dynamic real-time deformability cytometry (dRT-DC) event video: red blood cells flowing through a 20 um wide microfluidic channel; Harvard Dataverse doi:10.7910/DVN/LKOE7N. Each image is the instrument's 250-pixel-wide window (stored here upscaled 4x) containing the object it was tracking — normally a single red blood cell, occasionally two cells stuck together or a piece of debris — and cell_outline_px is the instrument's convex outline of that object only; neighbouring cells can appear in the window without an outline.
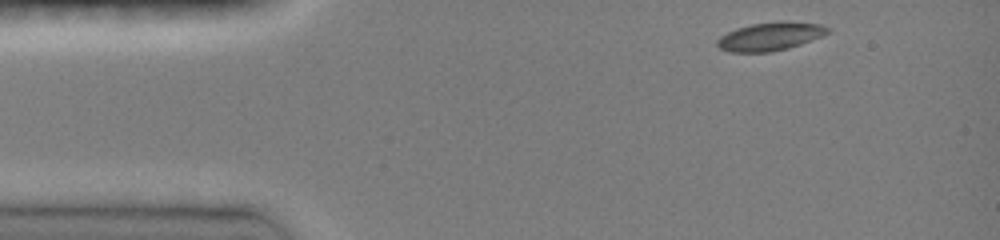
{"species": "common noctule bat (a hibernating species)", "species_latin": "Nyctalus noctula", "temperature_condition": "room temperature", "stored_images_in_passage": 12, "camera_frame_rate_fps": 3000, "um_per_image_px": 0.085, "animal": {"sex": "female", "body_mass_g": 19.0, "forearm_length_mm": 51.5}, "frame": {"image": 1, "passage_image": 1, "time_ms": 0.0, "image_size_px": [1000, 240], "cell_outline_px": [[832, 32], [800, 44], [788, 48], [772, 52], [728, 52], [720, 48], [716, 44], [716, 40], [720, 36], [736, 28], [752, 24], [780, 20], [784, 20], [820, 24], [832, 28]], "centroid_in_image_um": [65.49, 3.08], "position_along_channel_um": 19.5, "area_um2": 18.5}}
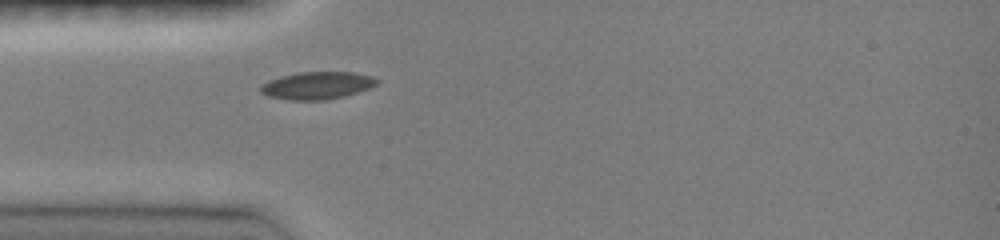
{"frame": {"image": 2, "passage_image": 9, "time_ms": 2.667, "image_size_px": [1000, 240], "cell_outline_px": [[380, 84], [344, 96], [324, 100], [288, 100], [268, 96], [260, 92], [260, 84], [268, 80], [280, 76], [300, 72], [352, 72], [372, 76], [380, 80]], "centroid_in_image_um": [26.94, 7.26], "position_along_channel_um": 58.1, "area_um2": 18.73}}